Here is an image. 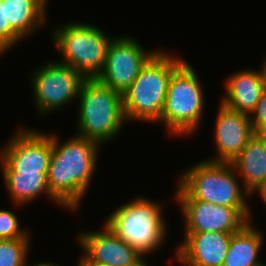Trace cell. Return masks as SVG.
Returning a JSON list of instances; mask_svg holds the SVG:
<instances>
[{
	"instance_id": "6da1fadb",
	"label": "cell",
	"mask_w": 266,
	"mask_h": 266,
	"mask_svg": "<svg viewBox=\"0 0 266 266\" xmlns=\"http://www.w3.org/2000/svg\"><path fill=\"white\" fill-rule=\"evenodd\" d=\"M99 145L76 134L59 143L53 134L47 181L51 194L63 208L76 210L81 203L96 168Z\"/></svg>"
},
{
	"instance_id": "7a4b0ae2",
	"label": "cell",
	"mask_w": 266,
	"mask_h": 266,
	"mask_svg": "<svg viewBox=\"0 0 266 266\" xmlns=\"http://www.w3.org/2000/svg\"><path fill=\"white\" fill-rule=\"evenodd\" d=\"M165 51H157L142 67L138 76L122 95L126 120L157 122L160 120L168 83L173 72L185 61Z\"/></svg>"
},
{
	"instance_id": "3957f363",
	"label": "cell",
	"mask_w": 266,
	"mask_h": 266,
	"mask_svg": "<svg viewBox=\"0 0 266 266\" xmlns=\"http://www.w3.org/2000/svg\"><path fill=\"white\" fill-rule=\"evenodd\" d=\"M176 200H201L231 208H250L251 194L239 184L231 163L205 160L188 168L179 179Z\"/></svg>"
},
{
	"instance_id": "277c9868",
	"label": "cell",
	"mask_w": 266,
	"mask_h": 266,
	"mask_svg": "<svg viewBox=\"0 0 266 266\" xmlns=\"http://www.w3.org/2000/svg\"><path fill=\"white\" fill-rule=\"evenodd\" d=\"M77 99L76 135L100 146L116 138L126 122L122 95L93 78L82 82Z\"/></svg>"
},
{
	"instance_id": "5b68a950",
	"label": "cell",
	"mask_w": 266,
	"mask_h": 266,
	"mask_svg": "<svg viewBox=\"0 0 266 266\" xmlns=\"http://www.w3.org/2000/svg\"><path fill=\"white\" fill-rule=\"evenodd\" d=\"M161 210L159 203L139 197L115 209L104 224L145 257L164 243L167 226Z\"/></svg>"
},
{
	"instance_id": "8992f818",
	"label": "cell",
	"mask_w": 266,
	"mask_h": 266,
	"mask_svg": "<svg viewBox=\"0 0 266 266\" xmlns=\"http://www.w3.org/2000/svg\"><path fill=\"white\" fill-rule=\"evenodd\" d=\"M202 90L194 68L185 60L170 77L165 105L158 121L165 124L171 135L189 136L196 132L204 108Z\"/></svg>"
},
{
	"instance_id": "52a82bcc",
	"label": "cell",
	"mask_w": 266,
	"mask_h": 266,
	"mask_svg": "<svg viewBox=\"0 0 266 266\" xmlns=\"http://www.w3.org/2000/svg\"><path fill=\"white\" fill-rule=\"evenodd\" d=\"M53 41L61 54V63L80 72L86 79L97 78L103 70L110 38L96 25L70 22L53 31Z\"/></svg>"
},
{
	"instance_id": "ba28073f",
	"label": "cell",
	"mask_w": 266,
	"mask_h": 266,
	"mask_svg": "<svg viewBox=\"0 0 266 266\" xmlns=\"http://www.w3.org/2000/svg\"><path fill=\"white\" fill-rule=\"evenodd\" d=\"M33 73V97L38 112L43 115L77 100L80 86L86 79L80 72L59 61L41 65Z\"/></svg>"
},
{
	"instance_id": "9c48e42d",
	"label": "cell",
	"mask_w": 266,
	"mask_h": 266,
	"mask_svg": "<svg viewBox=\"0 0 266 266\" xmlns=\"http://www.w3.org/2000/svg\"><path fill=\"white\" fill-rule=\"evenodd\" d=\"M157 51L143 50L137 40L128 36L114 38L108 48L103 70L96 79L123 95Z\"/></svg>"
},
{
	"instance_id": "30bf717a",
	"label": "cell",
	"mask_w": 266,
	"mask_h": 266,
	"mask_svg": "<svg viewBox=\"0 0 266 266\" xmlns=\"http://www.w3.org/2000/svg\"><path fill=\"white\" fill-rule=\"evenodd\" d=\"M18 130L0 149V158L14 172L48 174L53 151V134L27 128Z\"/></svg>"
},
{
	"instance_id": "8fae6325",
	"label": "cell",
	"mask_w": 266,
	"mask_h": 266,
	"mask_svg": "<svg viewBox=\"0 0 266 266\" xmlns=\"http://www.w3.org/2000/svg\"><path fill=\"white\" fill-rule=\"evenodd\" d=\"M184 215V233H236L251 221L250 208H231L201 200H177Z\"/></svg>"
},
{
	"instance_id": "7c38bea8",
	"label": "cell",
	"mask_w": 266,
	"mask_h": 266,
	"mask_svg": "<svg viewBox=\"0 0 266 266\" xmlns=\"http://www.w3.org/2000/svg\"><path fill=\"white\" fill-rule=\"evenodd\" d=\"M103 231H89L78 234V241L84 254L82 264L105 266H133L145 258L126 241L118 237L106 224Z\"/></svg>"
},
{
	"instance_id": "4fadbf2b",
	"label": "cell",
	"mask_w": 266,
	"mask_h": 266,
	"mask_svg": "<svg viewBox=\"0 0 266 266\" xmlns=\"http://www.w3.org/2000/svg\"><path fill=\"white\" fill-rule=\"evenodd\" d=\"M215 123L217 155L208 161L231 163L254 135L250 116L221 103Z\"/></svg>"
},
{
	"instance_id": "5bb4252c",
	"label": "cell",
	"mask_w": 266,
	"mask_h": 266,
	"mask_svg": "<svg viewBox=\"0 0 266 266\" xmlns=\"http://www.w3.org/2000/svg\"><path fill=\"white\" fill-rule=\"evenodd\" d=\"M233 233H184L176 248V259L188 266H222Z\"/></svg>"
},
{
	"instance_id": "9a60e30c",
	"label": "cell",
	"mask_w": 266,
	"mask_h": 266,
	"mask_svg": "<svg viewBox=\"0 0 266 266\" xmlns=\"http://www.w3.org/2000/svg\"><path fill=\"white\" fill-rule=\"evenodd\" d=\"M48 0H3L5 52L45 25Z\"/></svg>"
},
{
	"instance_id": "2e32d148",
	"label": "cell",
	"mask_w": 266,
	"mask_h": 266,
	"mask_svg": "<svg viewBox=\"0 0 266 266\" xmlns=\"http://www.w3.org/2000/svg\"><path fill=\"white\" fill-rule=\"evenodd\" d=\"M259 70H242L230 75L226 80V94L221 103L229 109L250 114L254 111L266 90L264 65Z\"/></svg>"
},
{
	"instance_id": "e0dca14e",
	"label": "cell",
	"mask_w": 266,
	"mask_h": 266,
	"mask_svg": "<svg viewBox=\"0 0 266 266\" xmlns=\"http://www.w3.org/2000/svg\"><path fill=\"white\" fill-rule=\"evenodd\" d=\"M231 164L242 186L250 194L257 192L266 181V136L254 134Z\"/></svg>"
},
{
	"instance_id": "ac0fdd59",
	"label": "cell",
	"mask_w": 266,
	"mask_h": 266,
	"mask_svg": "<svg viewBox=\"0 0 266 266\" xmlns=\"http://www.w3.org/2000/svg\"><path fill=\"white\" fill-rule=\"evenodd\" d=\"M4 182L11 200L16 206L32 202L39 194H46L50 199L63 206L50 192L47 174L14 172L1 158Z\"/></svg>"
},
{
	"instance_id": "d6986e66",
	"label": "cell",
	"mask_w": 266,
	"mask_h": 266,
	"mask_svg": "<svg viewBox=\"0 0 266 266\" xmlns=\"http://www.w3.org/2000/svg\"><path fill=\"white\" fill-rule=\"evenodd\" d=\"M249 221L240 231L233 233L222 266H259L262 233Z\"/></svg>"
},
{
	"instance_id": "ffe728a7",
	"label": "cell",
	"mask_w": 266,
	"mask_h": 266,
	"mask_svg": "<svg viewBox=\"0 0 266 266\" xmlns=\"http://www.w3.org/2000/svg\"><path fill=\"white\" fill-rule=\"evenodd\" d=\"M30 238L0 240V266H25Z\"/></svg>"
},
{
	"instance_id": "44dd1931",
	"label": "cell",
	"mask_w": 266,
	"mask_h": 266,
	"mask_svg": "<svg viewBox=\"0 0 266 266\" xmlns=\"http://www.w3.org/2000/svg\"><path fill=\"white\" fill-rule=\"evenodd\" d=\"M19 223L16 214L9 210H0V240L30 238V234Z\"/></svg>"
},
{
	"instance_id": "7402d4cb",
	"label": "cell",
	"mask_w": 266,
	"mask_h": 266,
	"mask_svg": "<svg viewBox=\"0 0 266 266\" xmlns=\"http://www.w3.org/2000/svg\"><path fill=\"white\" fill-rule=\"evenodd\" d=\"M250 121L254 134L266 136V90L250 114Z\"/></svg>"
},
{
	"instance_id": "603a6c76",
	"label": "cell",
	"mask_w": 266,
	"mask_h": 266,
	"mask_svg": "<svg viewBox=\"0 0 266 266\" xmlns=\"http://www.w3.org/2000/svg\"><path fill=\"white\" fill-rule=\"evenodd\" d=\"M5 53V13L3 0H0V54Z\"/></svg>"
},
{
	"instance_id": "cb8c5ba5",
	"label": "cell",
	"mask_w": 266,
	"mask_h": 266,
	"mask_svg": "<svg viewBox=\"0 0 266 266\" xmlns=\"http://www.w3.org/2000/svg\"><path fill=\"white\" fill-rule=\"evenodd\" d=\"M257 192H259V196H261L262 200L266 203V181Z\"/></svg>"
},
{
	"instance_id": "d4e9b609",
	"label": "cell",
	"mask_w": 266,
	"mask_h": 266,
	"mask_svg": "<svg viewBox=\"0 0 266 266\" xmlns=\"http://www.w3.org/2000/svg\"><path fill=\"white\" fill-rule=\"evenodd\" d=\"M25 266H28L27 265V262H26V264H25ZM33 266H58V265H56V264H53V263H37V264H35V265H33Z\"/></svg>"
},
{
	"instance_id": "484cf974",
	"label": "cell",
	"mask_w": 266,
	"mask_h": 266,
	"mask_svg": "<svg viewBox=\"0 0 266 266\" xmlns=\"http://www.w3.org/2000/svg\"><path fill=\"white\" fill-rule=\"evenodd\" d=\"M133 266H148V265H147V262L142 258L140 261H138Z\"/></svg>"
},
{
	"instance_id": "4316f807",
	"label": "cell",
	"mask_w": 266,
	"mask_h": 266,
	"mask_svg": "<svg viewBox=\"0 0 266 266\" xmlns=\"http://www.w3.org/2000/svg\"><path fill=\"white\" fill-rule=\"evenodd\" d=\"M84 266H105L101 264H83Z\"/></svg>"
},
{
	"instance_id": "83f0119b",
	"label": "cell",
	"mask_w": 266,
	"mask_h": 266,
	"mask_svg": "<svg viewBox=\"0 0 266 266\" xmlns=\"http://www.w3.org/2000/svg\"><path fill=\"white\" fill-rule=\"evenodd\" d=\"M264 68H265V75H266V61L264 62Z\"/></svg>"
},
{
	"instance_id": "f1b7e54d",
	"label": "cell",
	"mask_w": 266,
	"mask_h": 266,
	"mask_svg": "<svg viewBox=\"0 0 266 266\" xmlns=\"http://www.w3.org/2000/svg\"><path fill=\"white\" fill-rule=\"evenodd\" d=\"M77 266H84V265L79 261Z\"/></svg>"
}]
</instances>
